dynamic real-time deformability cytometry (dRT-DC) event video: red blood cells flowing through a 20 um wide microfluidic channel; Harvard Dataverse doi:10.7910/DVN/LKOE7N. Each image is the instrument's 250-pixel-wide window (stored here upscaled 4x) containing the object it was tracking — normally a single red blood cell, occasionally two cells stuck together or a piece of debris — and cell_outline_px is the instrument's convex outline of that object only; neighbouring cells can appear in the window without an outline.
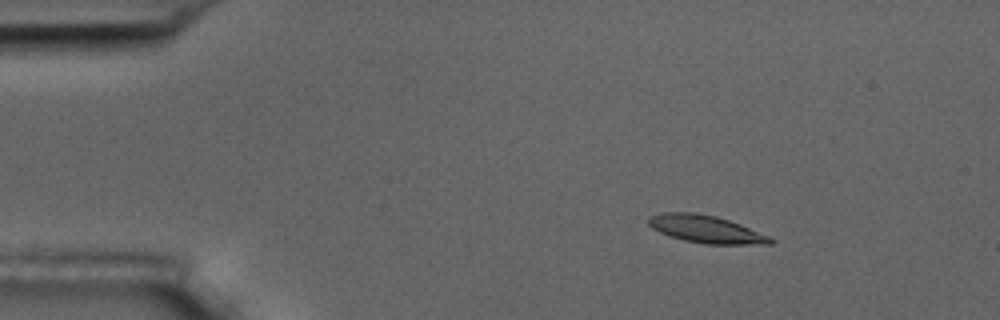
{"species": "common noctule bat (a hibernating species)", "species_latin": "Nyctalus noctula", "temperature_condition": "room temperature", "stored_images_in_passage": 5, "camera_frame_rate_fps": 3000, "um_per_image_px": 0.085, "animal": {"sex": "male", "body_mass_g": 17.5, "forearm_length_mm": 52.3}, "frame": {"image": 1, "passage_image": 2, "time_ms": 1.333, "image_size_px": [1000, 320], "cell_outline_px": [[776, 240], [772, 244], [704, 244], [684, 240], [660, 232], [652, 228], [648, 224], [648, 216], [664, 212], [696, 212], [716, 216], [740, 224], [768, 236]], "centroid_in_image_um": [59.99, 19.47], "position_along_channel_um": 25.0, "area_um2": 19.48}}
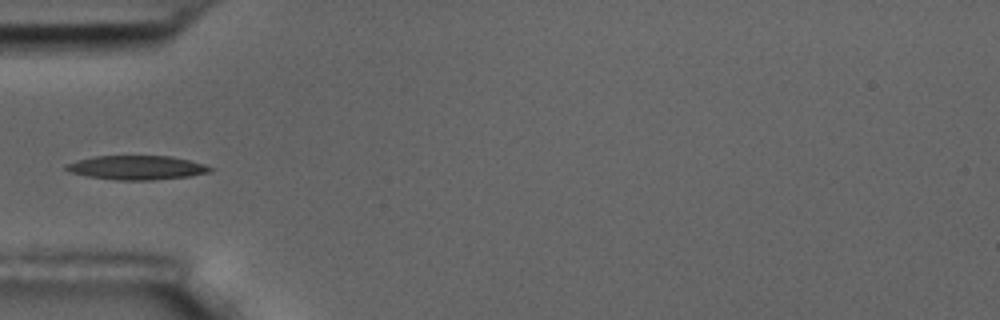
{"frame": {"image": 2, "passage_image": 5, "time_ms": 4.667, "image_size_px": [1000, 320], "cell_outline_px": [[216, 168], [212, 172], [188, 176], [152, 180], [116, 180], [88, 176], [68, 172], [64, 168], [64, 164], [76, 160], [92, 156], [172, 156], [204, 164]], "centroid_in_image_um": [11.61, 14.24], "position_along_channel_um": 73.4, "area_um2": 20.4}}